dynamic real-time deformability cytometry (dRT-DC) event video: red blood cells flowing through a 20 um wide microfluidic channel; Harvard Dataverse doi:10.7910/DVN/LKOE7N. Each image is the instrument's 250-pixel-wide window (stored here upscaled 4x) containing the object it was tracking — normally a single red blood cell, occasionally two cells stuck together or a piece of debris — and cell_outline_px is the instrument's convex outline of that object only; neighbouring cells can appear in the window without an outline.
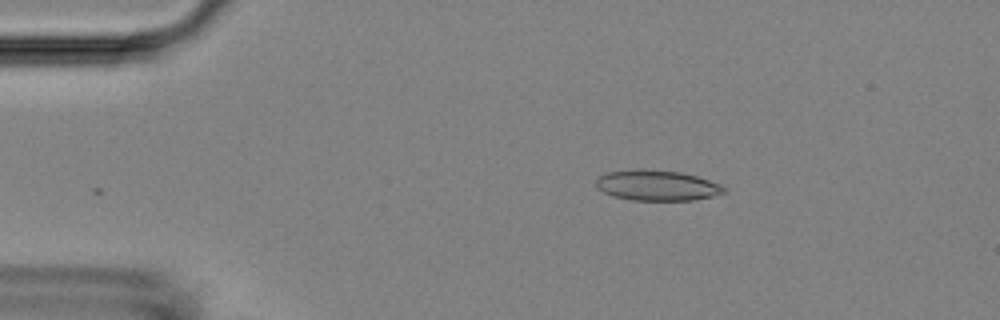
{"species": "Egyptian fruit bat (a non-hibernating species)", "species_latin": "Rousettus aegyptiacus", "temperature_condition": "room temperature", "stored_images_in_passage": 35, "camera_frame_rate_fps": 3000, "um_per_image_px": 0.085, "animal": {"sex": "female"}, "frame": {"image": 1, "passage_image": 1, "time_ms": 0.0, "image_size_px": [1000, 320], "cell_outline_px": [[724, 192], [712, 196], [692, 200], [632, 200], [612, 196], [604, 192], [596, 184], [596, 180], [600, 176], [608, 172], [636, 168], [644, 168], [680, 172], [696, 176], [720, 184], [724, 188]], "centroid_in_image_um": [55.81, 15.74], "position_along_channel_um": 29.2, "area_um2": 22.6}}
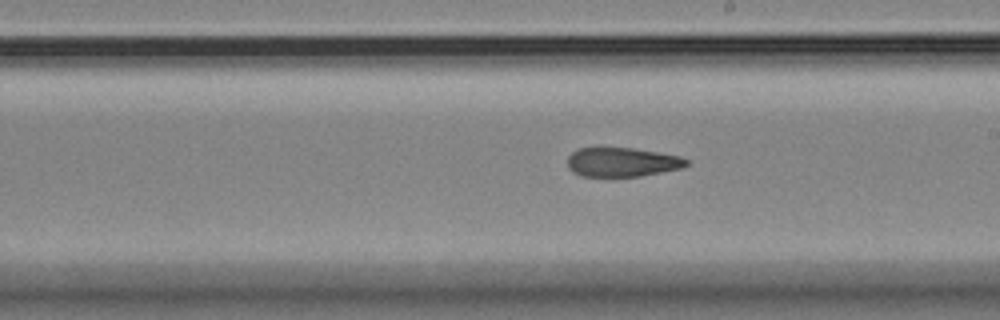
{"frame": {"image": 2, "passage_image": 22, "time_ms": 7.0, "image_size_px": [1000, 320], "cell_outline_px": [[688, 164], [684, 168], [640, 176], [580, 176], [572, 172], [568, 168], [568, 156], [572, 152], [580, 148], [600, 144], [632, 148], [680, 156], [688, 160]], "centroid_in_image_um": [52.82, 13.74], "position_along_channel_um": 236.2, "area_um2": 20.92}}
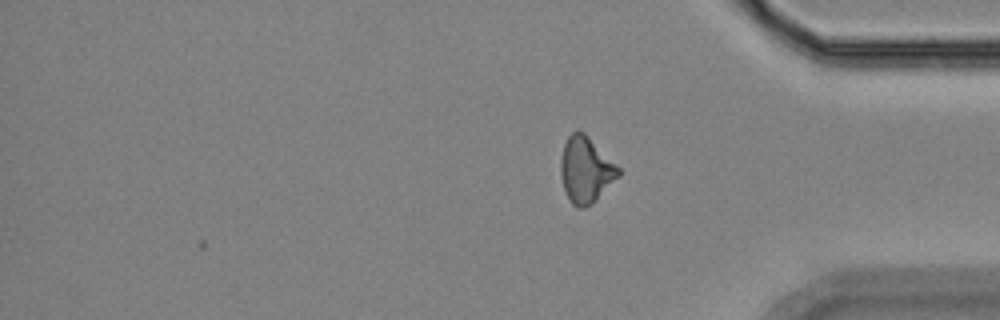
{"frame": {"image": 3, "passage_image": 35, "time_ms": 11.333, "image_size_px": [1000, 320], "cell_outline_px": [[620, 176], [592, 204], [584, 208], [576, 208], [572, 204], [564, 192], [560, 176], [560, 160], [564, 144], [568, 136], [576, 128], [584, 132], [620, 168]], "centroid_in_image_um": [49.77, 14.45], "position_along_channel_um": 385.4, "area_um2": 22.48}, "authors_computed_cell_mechanics": {"area_um2": 21.7906, "velocity_mm_per_s": 3.7113, "shape_relaxation_time_tau1_ms": null, "shape_relaxation_time_tau2_ms": 8.0254, "deformation_change_tau1": null, "deformation_change_tau2": 0.1456}}